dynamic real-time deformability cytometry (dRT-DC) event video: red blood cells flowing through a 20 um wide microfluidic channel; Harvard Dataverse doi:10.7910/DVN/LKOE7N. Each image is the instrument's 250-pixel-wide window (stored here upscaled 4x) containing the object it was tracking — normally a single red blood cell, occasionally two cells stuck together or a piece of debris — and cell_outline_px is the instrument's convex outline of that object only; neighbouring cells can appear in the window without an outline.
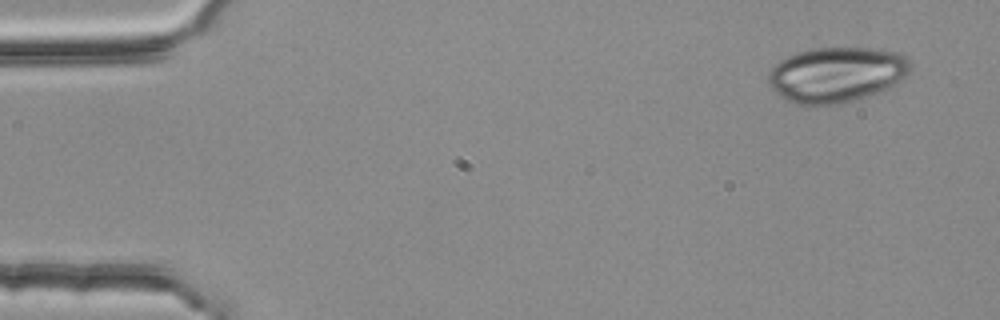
{"species": "common noctule bat (a hibernating species)", "species_latin": "Nyctalus noctula", "temperature_condition": "room temperature", "stored_images_in_passage": 4, "camera_frame_rate_fps": 3000, "um_per_image_px": 0.085, "animal": {"sex": "female", "body_mass_g": 25.1}, "frame": {"image": 1, "passage_image": 1, "time_ms": 0.0, "image_size_px": [1000, 320], "cell_outline_px": [[912, 68], [900, 80], [876, 92], [852, 100], [836, 104], [816, 108], [796, 104], [784, 100], [768, 84], [768, 72], [780, 60], [796, 52], [812, 48], [880, 48], [900, 52], [908, 56], [912, 60]], "centroid_in_image_um": [71.08, 6.34], "position_along_channel_um": 13.9, "area_um2": 46.3}}